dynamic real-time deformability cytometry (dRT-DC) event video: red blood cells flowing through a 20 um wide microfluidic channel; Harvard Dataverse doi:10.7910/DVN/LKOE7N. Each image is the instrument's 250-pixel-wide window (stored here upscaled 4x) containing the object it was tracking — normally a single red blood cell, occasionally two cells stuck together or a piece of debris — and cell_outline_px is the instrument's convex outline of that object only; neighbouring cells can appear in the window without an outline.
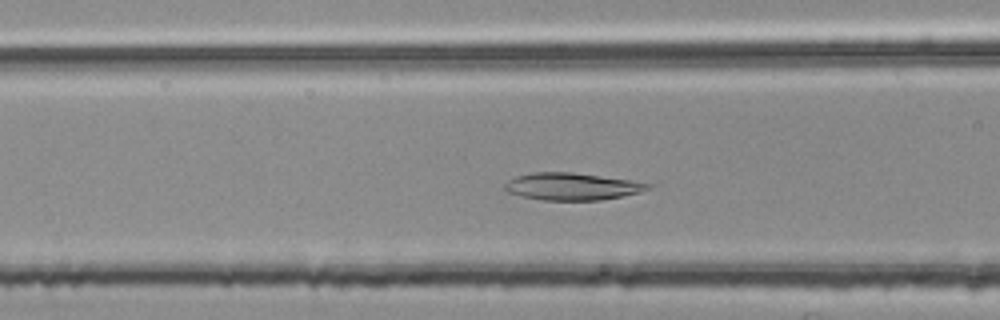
{"species": "common noctule bat (a hibernating species)", "species_latin": "Nyctalus noctula", "temperature_condition": "room temperature", "stored_images_in_passage": 47, "camera_frame_rate_fps": 3000, "um_per_image_px": 0.085, "animal": {"sex": "female", "body_mass_g": 25.1}, "frame": {"image": 1, "passage_image": 17, "time_ms": 5.333, "image_size_px": [1000, 320], "cell_outline_px": [[652, 188], [640, 192], [600, 200], [544, 200], [520, 196], [504, 192], [504, 184], [508, 180], [516, 176], [532, 172], [572, 172], [628, 180], [652, 184]], "centroid_in_image_um": [48.55, 15.85], "position_along_channel_um": 118.0, "area_um2": 22.66}}
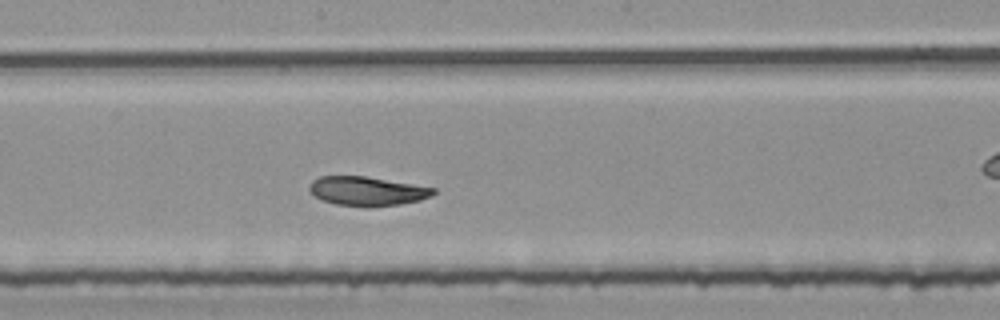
{"frame": {"image": 2, "passage_image": 25, "time_ms": 8.0, "image_size_px": [1000, 320], "cell_outline_px": [[436, 192], [432, 196], [420, 200], [400, 204], [368, 208], [336, 204], [324, 200], [316, 196], [308, 188], [312, 180], [320, 176], [364, 176], [436, 188]], "centroid_in_image_um": [31.22, 16.25], "position_along_channel_um": 217.0, "area_um2": 21.04}}
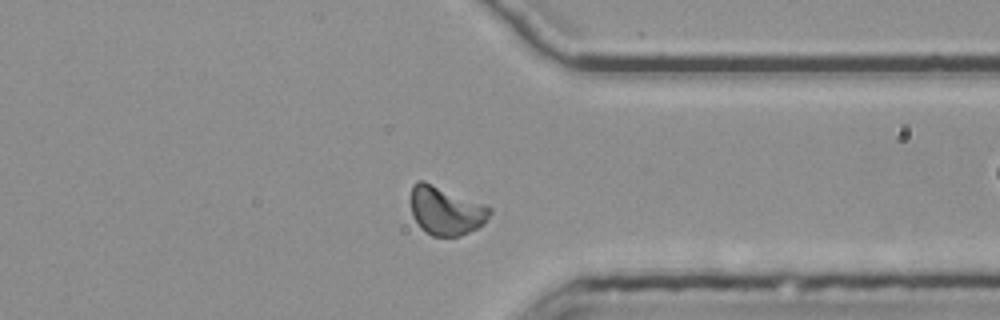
{"frame": {"image": 3, "passage_image": 38, "time_ms": 12.333, "image_size_px": [1000, 320], "cell_outline_px": [[492, 212], [484, 224], [460, 236], [432, 236], [420, 228], [412, 216], [412, 184], [416, 180], [424, 180], [484, 204], [492, 208]], "centroid_in_image_um": [37.9, 17.9], "position_along_channel_um": 373.5, "area_um2": 22.37}, "authors_computed_cell_mechanics": {"area_um2": 21.964, "velocity_mm_per_s": 3.7095, "shape_relaxation_time_tau1_ms": 5.7304, "shape_relaxation_time_tau2_ms": 4.2192, "deformation_change_tau1": 0.1447, "deformation_change_tau2": 0.0767}}